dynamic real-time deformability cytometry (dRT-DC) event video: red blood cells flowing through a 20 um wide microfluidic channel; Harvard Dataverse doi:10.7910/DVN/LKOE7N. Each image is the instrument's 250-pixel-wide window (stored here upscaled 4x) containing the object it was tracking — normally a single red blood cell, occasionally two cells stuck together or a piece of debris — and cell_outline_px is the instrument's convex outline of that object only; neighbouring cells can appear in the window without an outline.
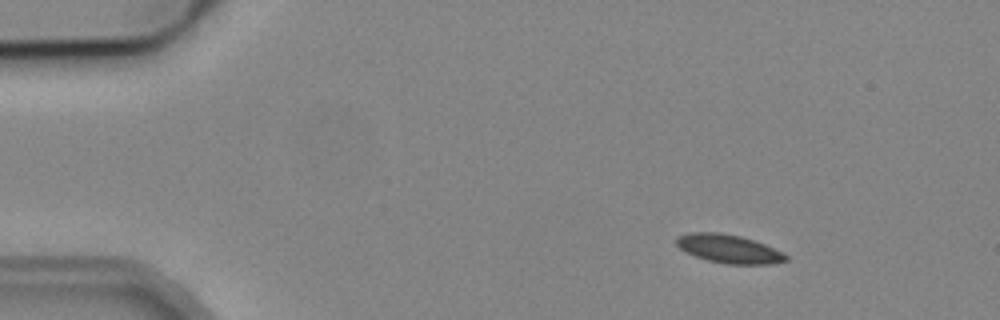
{"species": "common noctule bat (a hibernating species)", "species_latin": "Nyctalus noctula", "temperature_condition": "cold", "stored_images_in_passage": 6, "camera_frame_rate_fps": 3000, "um_per_image_px": 0.085, "animal": {"sex": "male", "body_mass_g": 19.2, "forearm_length_mm": 51.8}, "frame": {"image": 1, "passage_image": 2, "time_ms": 1.0, "image_size_px": [1000, 320], "cell_outline_px": [[788, 260], [772, 264], [728, 264], [708, 260], [696, 256], [680, 248], [676, 244], [676, 236], [692, 232], [720, 232], [740, 236], [764, 244], [788, 256]], "centroid_in_image_um": [61.93, 21.14], "position_along_channel_um": 23.1, "area_um2": 17.92}}
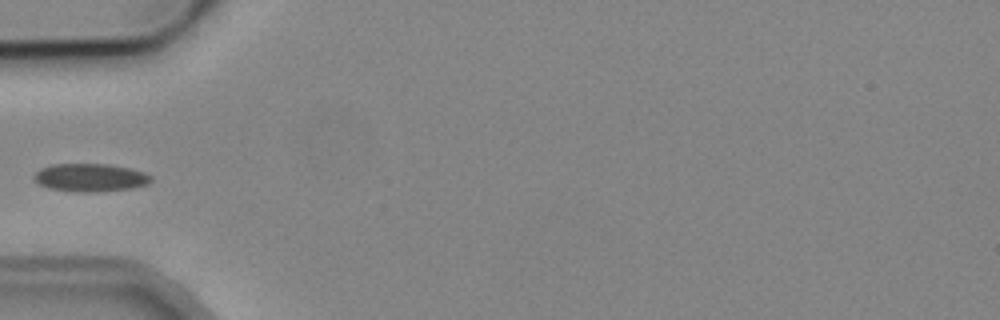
{"frame": {"image": 2, "passage_image": 4, "time_ms": 4.667, "image_size_px": [1000, 320], "cell_outline_px": [[152, 180], [148, 184], [132, 188], [92, 192], [76, 192], [48, 188], [40, 184], [32, 176], [40, 168], [52, 164], [108, 164], [128, 168], [144, 172], [152, 176]], "centroid_in_image_um": [7.67, 15.09], "position_along_channel_um": 77.3, "area_um2": 19.07}}